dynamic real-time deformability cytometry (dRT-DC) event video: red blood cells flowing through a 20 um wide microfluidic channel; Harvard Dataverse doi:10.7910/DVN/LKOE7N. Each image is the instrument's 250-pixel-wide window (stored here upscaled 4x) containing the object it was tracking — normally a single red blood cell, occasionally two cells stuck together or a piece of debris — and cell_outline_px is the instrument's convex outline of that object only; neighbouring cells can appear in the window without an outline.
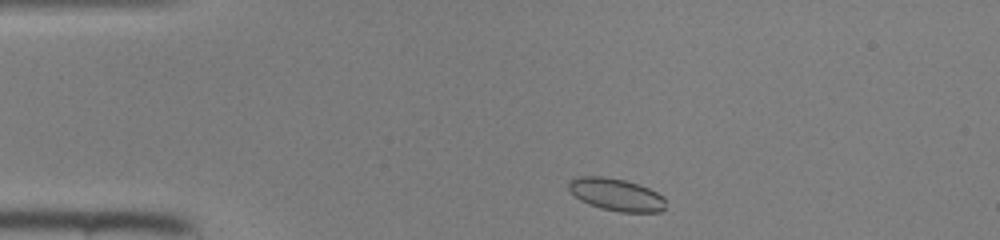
{"species": "common noctule bat (a hibernating species)", "species_latin": "Nyctalus noctula", "temperature_condition": "room temperature", "stored_images_in_passage": 40, "camera_frame_rate_fps": 3000, "um_per_image_px": 0.085, "animal": {"sex": "female", "body_mass_g": 22.0, "forearm_length_mm": 56.7}, "frame": {"image": 1, "passage_image": 2, "time_ms": 0.333, "image_size_px": [1000, 240], "cell_outline_px": [[664, 208], [660, 212], [620, 212], [600, 208], [588, 204], [580, 200], [568, 188], [568, 180], [576, 176], [604, 176], [624, 180], [648, 188], [664, 196]], "centroid_in_image_um": [52.34, 16.53], "position_along_channel_um": 32.7, "area_um2": 18.32}}
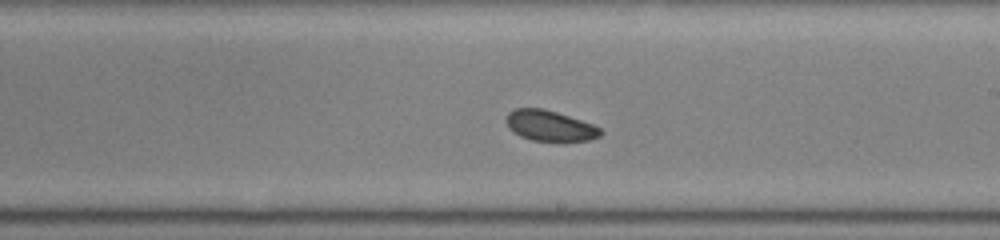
{"frame": {"image": 2, "passage_image": 20, "time_ms": 6.333, "image_size_px": [1000, 240], "cell_outline_px": [[604, 132], [600, 136], [588, 140], [532, 140], [520, 136], [512, 132], [508, 128], [504, 120], [508, 112], [516, 108], [544, 108], [592, 124], [600, 128]], "centroid_in_image_um": [46.68, 10.67], "position_along_channel_um": 242.3, "area_um2": 16.7}}
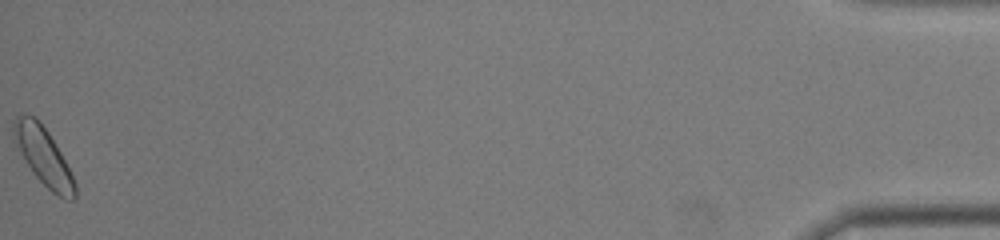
{"frame": {"image": 3, "passage_image": 40, "time_ms": 13.0, "image_size_px": [1000, 240], "cell_outline_px": [[76, 196], [72, 200], [68, 200], [52, 192], [32, 172], [20, 152], [12, 136], [12, 124], [16, 116], [20, 112], [24, 112], [36, 116], [48, 132], [60, 152], [76, 184]], "centroid_in_image_um": [3.65, 13.21], "position_along_channel_um": 431.6, "area_um2": 20.46}}